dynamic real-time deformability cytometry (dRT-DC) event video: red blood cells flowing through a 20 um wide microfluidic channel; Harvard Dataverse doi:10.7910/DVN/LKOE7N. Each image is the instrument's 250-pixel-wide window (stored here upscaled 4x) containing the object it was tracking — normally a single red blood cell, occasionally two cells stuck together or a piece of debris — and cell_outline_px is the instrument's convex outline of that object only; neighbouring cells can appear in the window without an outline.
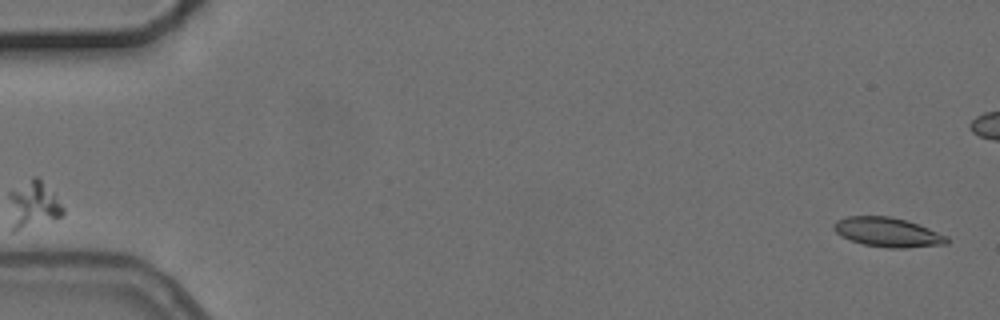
{"species": "common noctule bat (a hibernating species)", "species_latin": "Nyctalus noctula", "temperature_condition": "cold", "stored_images_in_passage": 2, "segment_of_instrument_passage": [2, 2], "camera_frame_rate_fps": 3000, "um_per_image_px": 0.085, "animal": {"sex": "female", "body_mass_g": 24.6, "forearm_length_mm": 56.2}, "frame": {"image": 1, "passage_image": 2, "time_ms": 1.333, "image_size_px": [1000, 320], "cell_outline_px": [[952, 240], [948, 244], [904, 248], [888, 248], [864, 244], [840, 236], [832, 228], [832, 224], [836, 220], [848, 216], [888, 216], [904, 220], [928, 228], [948, 236]], "centroid_in_image_um": [75.46, 19.74], "position_along_channel_um": 9.5, "area_um2": 19.36}}